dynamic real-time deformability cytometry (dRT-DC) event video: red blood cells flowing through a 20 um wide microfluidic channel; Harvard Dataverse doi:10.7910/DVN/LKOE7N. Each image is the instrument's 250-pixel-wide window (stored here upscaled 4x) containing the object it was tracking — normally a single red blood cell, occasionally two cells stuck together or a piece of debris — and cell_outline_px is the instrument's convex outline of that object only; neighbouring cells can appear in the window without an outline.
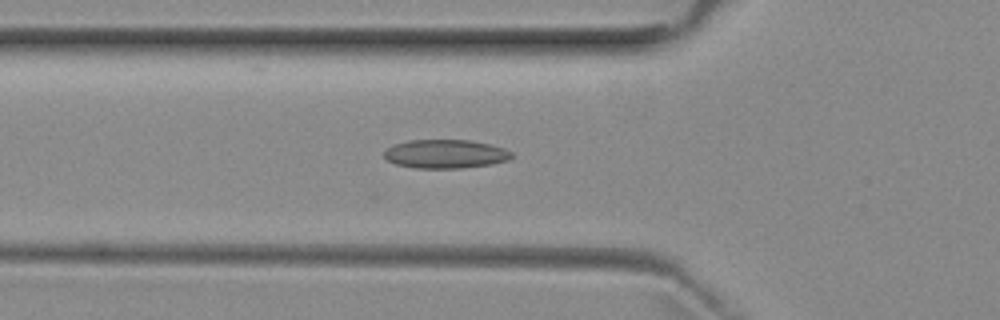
{"species": "common noctule bat (a hibernating species)", "species_latin": "Nyctalus noctula", "temperature_condition": "room temperature", "stored_images_in_passage": 38, "camera_frame_rate_fps": 3000, "um_per_image_px": 0.085, "animal": {"sex": "female", "body_mass_g": 29.2, "forearm_length_mm": 56.3}, "frame": {"image": 1, "passage_image": 6, "time_ms": 1.667, "image_size_px": [1000, 320], "cell_outline_px": [[512, 156], [508, 160], [492, 164], [460, 168], [412, 168], [396, 164], [388, 160], [384, 156], [384, 152], [392, 144], [408, 140], [472, 140], [492, 144], [504, 148], [512, 152]], "centroid_in_image_um": [37.87, 13.08], "position_along_channel_um": 87.9, "area_um2": 21.5}}
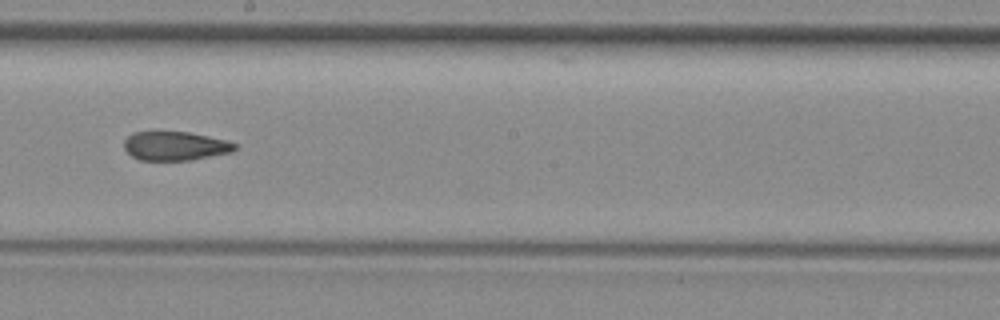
{"frame": {"image": 2, "passage_image": 17, "time_ms": 5.333, "image_size_px": [1000, 320], "cell_outline_px": [[236, 148], [232, 152], [192, 160], [140, 160], [132, 156], [124, 148], [124, 140], [128, 136], [136, 132], [188, 132], [228, 140], [236, 144]], "centroid_in_image_um": [14.91, 12.41], "position_along_channel_um": 233.3, "area_um2": 18.61}}
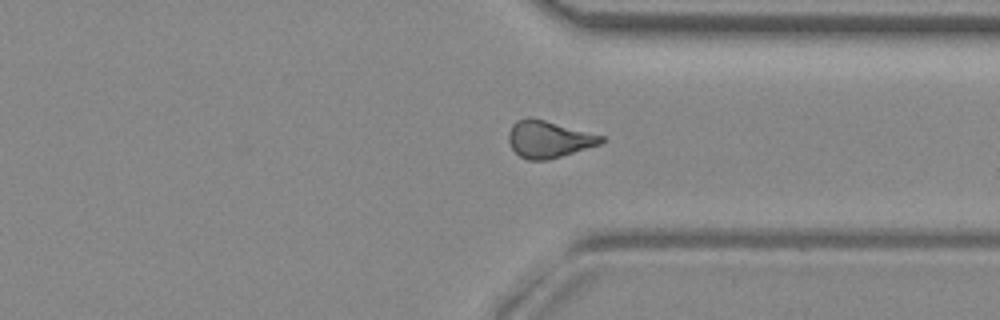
{"frame": {"image": 3, "passage_image": 27, "time_ms": 8.667, "image_size_px": [1000, 320], "cell_outline_px": [[604, 140], [600, 144], [548, 160], [528, 160], [520, 156], [512, 148], [508, 140], [508, 132], [512, 124], [516, 120], [544, 120], [604, 136]], "centroid_in_image_um": [46.63, 11.86], "position_along_channel_um": 364.8, "area_um2": 19.42}, "authors_computed_cell_mechanics": {"area_um2": 19.6231, "velocity_mm_per_s": 3.9539, "shape_relaxation_time_tau1_ms": null, "shape_relaxation_time_tau2_ms": 2.8145, "deformation_change_tau1": null, "deformation_change_tau2": 0.0894}}